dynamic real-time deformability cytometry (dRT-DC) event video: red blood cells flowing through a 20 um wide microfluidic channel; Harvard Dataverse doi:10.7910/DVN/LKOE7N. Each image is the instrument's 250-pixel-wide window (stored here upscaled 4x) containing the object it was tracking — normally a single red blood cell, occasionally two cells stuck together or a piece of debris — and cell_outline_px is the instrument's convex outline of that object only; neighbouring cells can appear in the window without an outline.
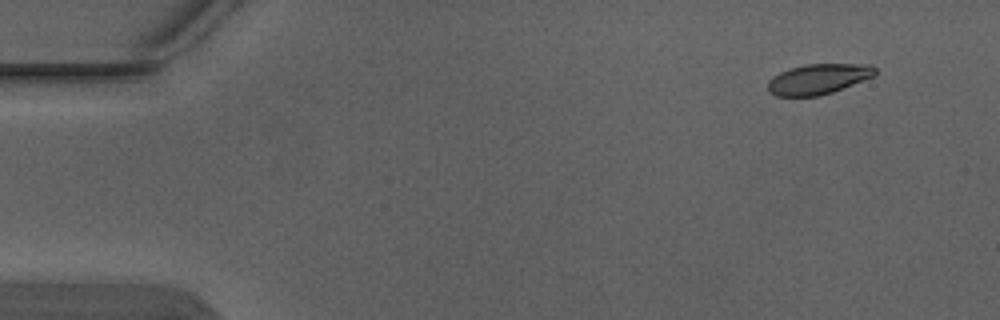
{"species": "Egyptian fruit bat (a non-hibernating species)", "species_latin": "Rousettus aegyptiacus", "temperature_condition": "warm", "stored_images_in_passage": 4, "segment_of_instrument_passage": [2, 2], "camera_frame_rate_fps": 3000, "um_per_image_px": 0.085, "animal": {"sex": "male"}, "frame": {"image": 1, "passage_image": 4, "time_ms": 1.0, "image_size_px": [1000, 320], "cell_outline_px": [[876, 76], [832, 92], [816, 96], [776, 96], [768, 92], [768, 80], [772, 76], [780, 72], [804, 64], [872, 64], [876, 68]], "centroid_in_image_um": [69.57, 6.71], "position_along_channel_um": 15.4, "area_um2": 19.07}}